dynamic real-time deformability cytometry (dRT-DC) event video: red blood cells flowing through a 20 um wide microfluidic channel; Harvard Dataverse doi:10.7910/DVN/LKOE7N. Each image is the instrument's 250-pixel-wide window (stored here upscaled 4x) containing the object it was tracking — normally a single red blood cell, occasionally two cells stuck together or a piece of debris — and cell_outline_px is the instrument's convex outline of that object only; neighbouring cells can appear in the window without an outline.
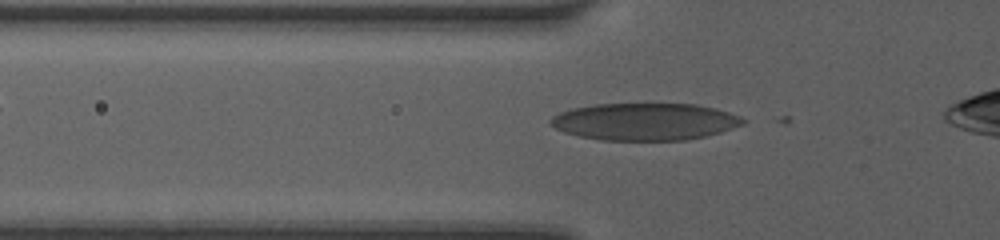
{"species": "human", "species_latin": "Homo sapiens", "temperature_condition": "room temperature", "stored_images_in_passage": 38, "camera_frame_rate_fps": 3000, "um_per_image_px": 0.085, "donor": {"sex": "female"}, "frame": {"image": 1, "passage_image": 4, "time_ms": 0.667, "image_size_px": [1000, 240], "cell_outline_px": [[748, 120], [744, 124], [720, 132], [704, 136], [684, 140], [600, 140], [580, 136], [564, 132], [548, 124], [548, 120], [552, 116], [560, 112], [572, 108], [596, 104], [696, 104], [728, 112], [740, 116]], "centroid_in_image_um": [54.78, 10.34], "position_along_channel_um": 71.0, "area_um2": 41.62}}
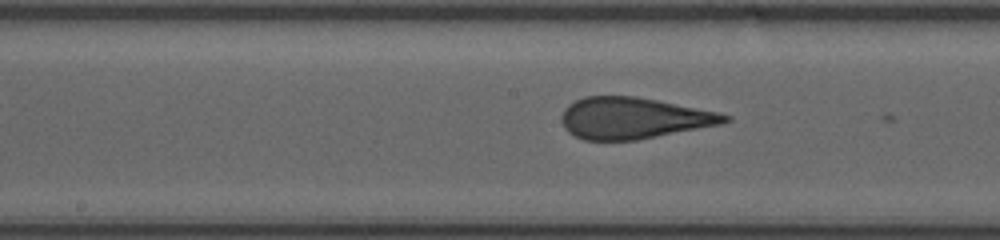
{"frame": {"image": 2, "passage_image": 15, "time_ms": 3.667, "image_size_px": [1000, 240], "cell_outline_px": [[732, 120], [720, 124], [636, 140], [584, 140], [568, 132], [564, 128], [560, 120], [560, 116], [564, 108], [568, 104], [584, 96], [636, 96], [720, 112], [732, 116]], "centroid_in_image_um": [53.82, 10.03], "position_along_channel_um": 194.4, "area_um2": 39.42}}
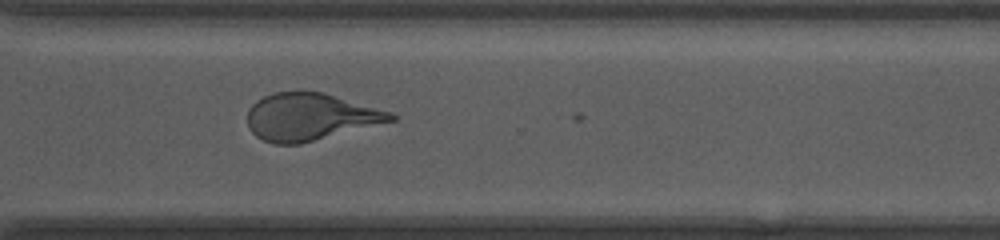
{"frame": {"image": 3, "passage_image": 28, "time_ms": 7.333, "image_size_px": [1000, 240], "cell_outline_px": [[396, 120], [300, 144], [276, 144], [264, 140], [256, 136], [248, 128], [248, 108], [256, 100], [264, 96], [276, 92], [324, 92], [392, 112], [396, 116]], "centroid_in_image_um": [26.36, 9.93], "position_along_channel_um": 344.2, "area_um2": 39.3}}